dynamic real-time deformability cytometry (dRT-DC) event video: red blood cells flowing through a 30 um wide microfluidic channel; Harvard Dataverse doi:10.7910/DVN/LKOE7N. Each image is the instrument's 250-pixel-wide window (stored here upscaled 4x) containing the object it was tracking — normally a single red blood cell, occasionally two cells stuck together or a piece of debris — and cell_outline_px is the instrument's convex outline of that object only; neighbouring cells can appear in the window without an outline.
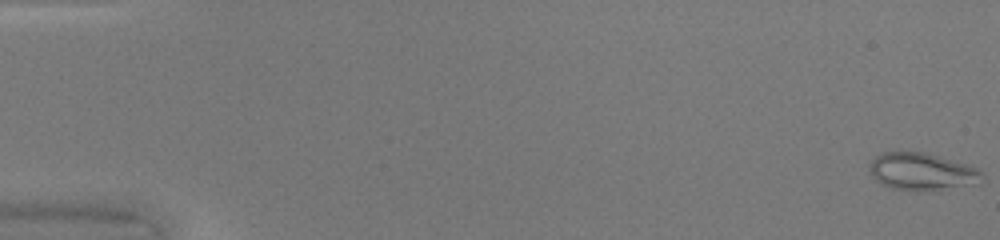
{"species": "common noctule bat (a hibernating species)", "species_latin": "Nyctalus noctula", "temperature_condition": "warm", "stored_images_in_passage": 49, "camera_frame_rate_fps": 3000, "um_per_image_px": 0.085, "animal": {"sex": "female", "body_mass_g": 20.0, "forearm_length_mm": 54.0}, "frame": {"image": 1, "passage_image": 1, "time_ms": 0.0, "image_size_px": [1000, 240], "cell_outline_px": [[980, 184], [940, 188], [892, 188], [880, 184], [872, 176], [868, 168], [868, 164], [876, 156], [884, 152], [924, 152], [980, 168]], "centroid_in_image_um": [78.32, 14.54], "position_along_channel_um": 6.7, "area_um2": 23.64}}
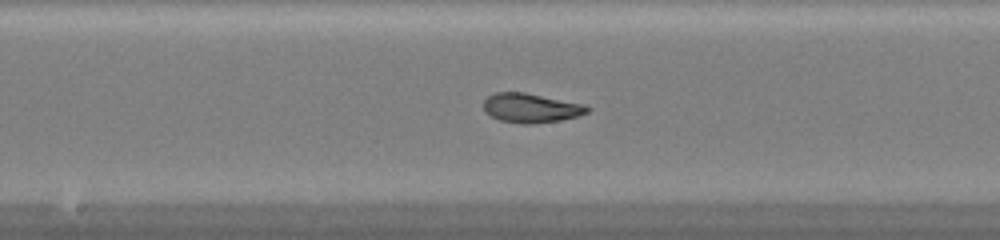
{"frame": {"image": 2, "passage_image": 27, "time_ms": 8.667, "image_size_px": [1000, 240], "cell_outline_px": [[592, 108], [588, 112], [580, 116], [560, 120], [532, 124], [520, 124], [500, 120], [484, 112], [484, 100], [488, 96], [496, 92], [524, 92], [584, 104]], "centroid_in_image_um": [45.14, 9.18], "position_along_channel_um": 203.1, "area_um2": 17.8}}
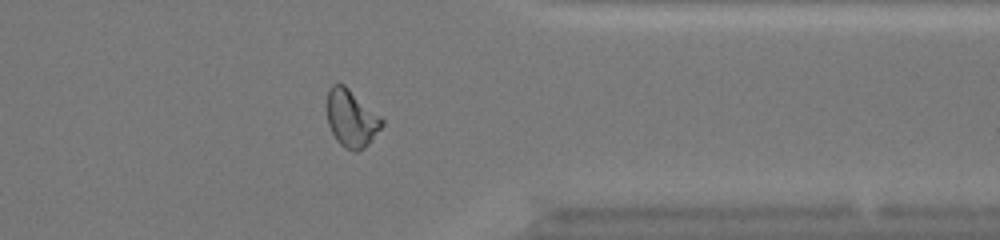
{"frame": {"image": 3, "passage_image": 40, "time_ms": 13.0, "image_size_px": [1000, 240], "cell_outline_px": [[384, 124], [372, 140], [364, 148], [356, 152], [352, 152], [344, 148], [336, 140], [328, 124], [328, 88], [332, 84], [344, 84], [380, 116], [384, 120]], "centroid_in_image_um": [29.87, 10.09], "position_along_channel_um": 381.5, "area_um2": 18.26}, "authors_computed_cell_mechanics": {"area_um2": 18.7272, "velocity_mm_per_s": 4.2908, "shape_relaxation_time_tau1_ms": 4.7982, "shape_relaxation_time_tau2_ms": 0.872, "deformation_change_tau1": 0.1985, "deformation_change_tau2": 0.0671}}